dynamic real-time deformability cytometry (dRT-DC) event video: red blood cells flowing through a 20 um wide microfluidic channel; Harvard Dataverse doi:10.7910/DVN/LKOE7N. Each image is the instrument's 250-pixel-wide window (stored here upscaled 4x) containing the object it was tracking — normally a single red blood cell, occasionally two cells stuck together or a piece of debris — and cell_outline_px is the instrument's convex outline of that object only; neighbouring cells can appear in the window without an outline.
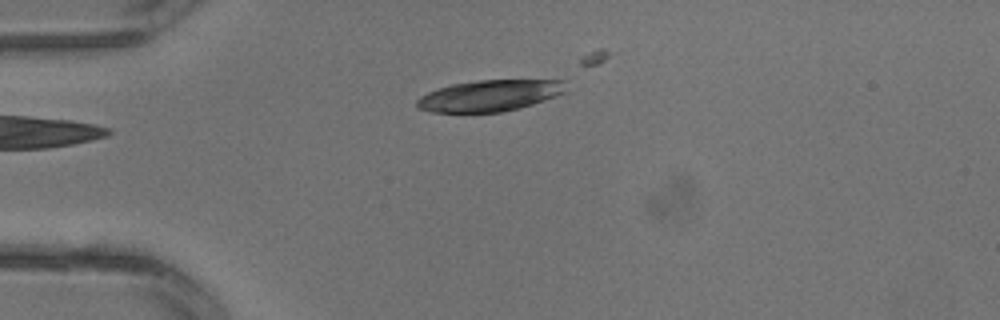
{"species": "common noctule bat (a hibernating species)", "species_latin": "Nyctalus noctula", "temperature_condition": "warm", "stored_images_in_passage": 4, "camera_frame_rate_fps": 3000, "um_per_image_px": 0.085, "animal": {"sex": "male", "body_mass_g": 13.3}, "frame": {"image": 1, "passage_image": 4, "time_ms": 1.0, "image_size_px": [1000, 320], "cell_outline_px": [[564, 92], [544, 100], [520, 108], [500, 112], [432, 112], [416, 108], [416, 100], [420, 96], [428, 92], [452, 84], [476, 80], [564, 80]], "centroid_in_image_um": [41.56, 8.13], "position_along_channel_um": 43.4, "area_um2": 26.93}}